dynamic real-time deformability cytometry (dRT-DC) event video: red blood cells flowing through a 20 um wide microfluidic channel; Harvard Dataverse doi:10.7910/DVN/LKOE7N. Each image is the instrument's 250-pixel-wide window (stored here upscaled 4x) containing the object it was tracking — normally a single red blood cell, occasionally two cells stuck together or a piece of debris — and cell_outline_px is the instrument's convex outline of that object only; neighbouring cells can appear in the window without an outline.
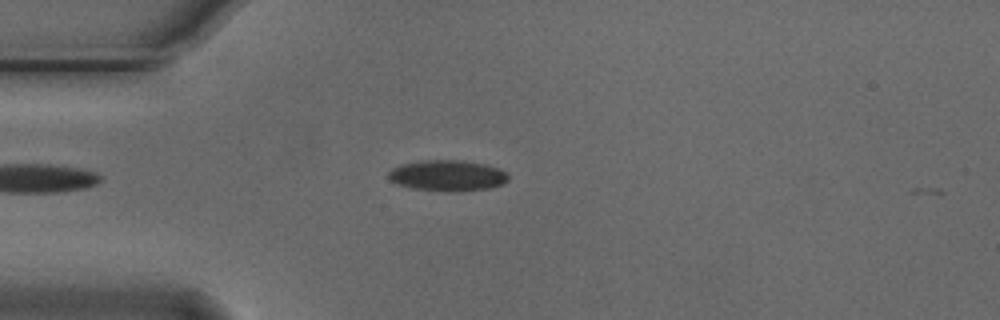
{"species": "Egyptian fruit bat (a non-hibernating species)", "species_latin": "Rousettus aegyptiacus", "temperature_condition": "cold", "stored_images_in_passage": 4, "camera_frame_rate_fps": 3000, "um_per_image_px": 0.085, "animal": {"sex": "male"}, "frame": {"image": 1, "passage_image": 3, "time_ms": 0.667, "image_size_px": [1000, 320], "cell_outline_px": [[508, 180], [504, 184], [488, 188], [460, 192], [444, 192], [412, 188], [396, 184], [388, 176], [388, 172], [392, 168], [400, 164], [424, 160], [464, 160], [484, 164], [508, 172]], "centroid_in_image_um": [38.04, 14.93], "position_along_channel_um": 47.0, "area_um2": 21.85}}